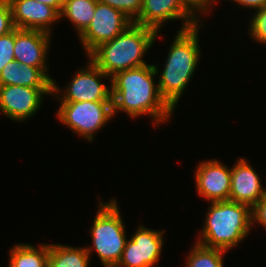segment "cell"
<instances>
[{
    "label": "cell",
    "instance_id": "1",
    "mask_svg": "<svg viewBox=\"0 0 266 267\" xmlns=\"http://www.w3.org/2000/svg\"><path fill=\"white\" fill-rule=\"evenodd\" d=\"M154 64L128 69L111 77L113 115L125 112L134 118L150 115L153 125L166 123L175 113L162 98L158 84L159 73Z\"/></svg>",
    "mask_w": 266,
    "mask_h": 267
},
{
    "label": "cell",
    "instance_id": "2",
    "mask_svg": "<svg viewBox=\"0 0 266 267\" xmlns=\"http://www.w3.org/2000/svg\"><path fill=\"white\" fill-rule=\"evenodd\" d=\"M159 33L132 23L113 40L93 49L87 57L110 78L116 73L147 65L143 59Z\"/></svg>",
    "mask_w": 266,
    "mask_h": 267
},
{
    "label": "cell",
    "instance_id": "3",
    "mask_svg": "<svg viewBox=\"0 0 266 267\" xmlns=\"http://www.w3.org/2000/svg\"><path fill=\"white\" fill-rule=\"evenodd\" d=\"M199 25L177 31L158 81L162 98L175 111L200 61Z\"/></svg>",
    "mask_w": 266,
    "mask_h": 267
},
{
    "label": "cell",
    "instance_id": "4",
    "mask_svg": "<svg viewBox=\"0 0 266 267\" xmlns=\"http://www.w3.org/2000/svg\"><path fill=\"white\" fill-rule=\"evenodd\" d=\"M252 208L231 200L212 202L208 208L204 227L197 243L209 247L231 250L238 246L252 230Z\"/></svg>",
    "mask_w": 266,
    "mask_h": 267
},
{
    "label": "cell",
    "instance_id": "5",
    "mask_svg": "<svg viewBox=\"0 0 266 267\" xmlns=\"http://www.w3.org/2000/svg\"><path fill=\"white\" fill-rule=\"evenodd\" d=\"M118 202H100L99 209L90 228L93 247H85L89 256L95 249L104 267H115L127 242L124 222L121 218Z\"/></svg>",
    "mask_w": 266,
    "mask_h": 267
},
{
    "label": "cell",
    "instance_id": "6",
    "mask_svg": "<svg viewBox=\"0 0 266 267\" xmlns=\"http://www.w3.org/2000/svg\"><path fill=\"white\" fill-rule=\"evenodd\" d=\"M57 118L78 136L93 141L113 118L112 102H59Z\"/></svg>",
    "mask_w": 266,
    "mask_h": 267
},
{
    "label": "cell",
    "instance_id": "7",
    "mask_svg": "<svg viewBox=\"0 0 266 267\" xmlns=\"http://www.w3.org/2000/svg\"><path fill=\"white\" fill-rule=\"evenodd\" d=\"M111 78L99 69L91 60L87 66L78 69L74 77L66 85V90L63 91L53 80V95H58L55 99L59 102H112V87L111 83L108 87L101 79ZM57 93V94H56Z\"/></svg>",
    "mask_w": 266,
    "mask_h": 267
},
{
    "label": "cell",
    "instance_id": "8",
    "mask_svg": "<svg viewBox=\"0 0 266 267\" xmlns=\"http://www.w3.org/2000/svg\"><path fill=\"white\" fill-rule=\"evenodd\" d=\"M164 230L138 226L127 239L121 258L115 267H154L158 265L164 244Z\"/></svg>",
    "mask_w": 266,
    "mask_h": 267
},
{
    "label": "cell",
    "instance_id": "9",
    "mask_svg": "<svg viewBox=\"0 0 266 267\" xmlns=\"http://www.w3.org/2000/svg\"><path fill=\"white\" fill-rule=\"evenodd\" d=\"M132 23L133 21L120 10L97 2L90 25L79 36L86 55L98 45L113 40Z\"/></svg>",
    "mask_w": 266,
    "mask_h": 267
},
{
    "label": "cell",
    "instance_id": "10",
    "mask_svg": "<svg viewBox=\"0 0 266 267\" xmlns=\"http://www.w3.org/2000/svg\"><path fill=\"white\" fill-rule=\"evenodd\" d=\"M179 19L183 20V23L178 31L193 28L201 22L181 0H143L141 12L133 23L159 33L165 22Z\"/></svg>",
    "mask_w": 266,
    "mask_h": 267
},
{
    "label": "cell",
    "instance_id": "11",
    "mask_svg": "<svg viewBox=\"0 0 266 267\" xmlns=\"http://www.w3.org/2000/svg\"><path fill=\"white\" fill-rule=\"evenodd\" d=\"M49 94L53 89L0 86V112L13 121L24 122L40 110L43 98Z\"/></svg>",
    "mask_w": 266,
    "mask_h": 267
},
{
    "label": "cell",
    "instance_id": "12",
    "mask_svg": "<svg viewBox=\"0 0 266 267\" xmlns=\"http://www.w3.org/2000/svg\"><path fill=\"white\" fill-rule=\"evenodd\" d=\"M219 160L200 162L195 170L196 192L209 202L229 200L231 168Z\"/></svg>",
    "mask_w": 266,
    "mask_h": 267
},
{
    "label": "cell",
    "instance_id": "13",
    "mask_svg": "<svg viewBox=\"0 0 266 267\" xmlns=\"http://www.w3.org/2000/svg\"><path fill=\"white\" fill-rule=\"evenodd\" d=\"M51 38V34L44 31L15 28V61L39 67L48 72L49 64L46 63V60L49 55Z\"/></svg>",
    "mask_w": 266,
    "mask_h": 267
},
{
    "label": "cell",
    "instance_id": "14",
    "mask_svg": "<svg viewBox=\"0 0 266 267\" xmlns=\"http://www.w3.org/2000/svg\"><path fill=\"white\" fill-rule=\"evenodd\" d=\"M8 2L15 28L40 30L52 34L51 25L60 20V14L44 3L35 0H8Z\"/></svg>",
    "mask_w": 266,
    "mask_h": 267
},
{
    "label": "cell",
    "instance_id": "15",
    "mask_svg": "<svg viewBox=\"0 0 266 267\" xmlns=\"http://www.w3.org/2000/svg\"><path fill=\"white\" fill-rule=\"evenodd\" d=\"M266 194V186L260 176L244 158L231 167V191L229 200L249 205L251 208Z\"/></svg>",
    "mask_w": 266,
    "mask_h": 267
},
{
    "label": "cell",
    "instance_id": "16",
    "mask_svg": "<svg viewBox=\"0 0 266 267\" xmlns=\"http://www.w3.org/2000/svg\"><path fill=\"white\" fill-rule=\"evenodd\" d=\"M53 80L43 69L18 63L15 60L7 63L0 74V86L53 89Z\"/></svg>",
    "mask_w": 266,
    "mask_h": 267
},
{
    "label": "cell",
    "instance_id": "17",
    "mask_svg": "<svg viewBox=\"0 0 266 267\" xmlns=\"http://www.w3.org/2000/svg\"><path fill=\"white\" fill-rule=\"evenodd\" d=\"M9 267H47L49 244L34 245L19 243L9 251Z\"/></svg>",
    "mask_w": 266,
    "mask_h": 267
},
{
    "label": "cell",
    "instance_id": "18",
    "mask_svg": "<svg viewBox=\"0 0 266 267\" xmlns=\"http://www.w3.org/2000/svg\"><path fill=\"white\" fill-rule=\"evenodd\" d=\"M89 260L85 247L49 244L47 267H89Z\"/></svg>",
    "mask_w": 266,
    "mask_h": 267
},
{
    "label": "cell",
    "instance_id": "19",
    "mask_svg": "<svg viewBox=\"0 0 266 267\" xmlns=\"http://www.w3.org/2000/svg\"><path fill=\"white\" fill-rule=\"evenodd\" d=\"M97 2V0H64L60 19L65 17L70 20L80 36L90 25Z\"/></svg>",
    "mask_w": 266,
    "mask_h": 267
},
{
    "label": "cell",
    "instance_id": "20",
    "mask_svg": "<svg viewBox=\"0 0 266 267\" xmlns=\"http://www.w3.org/2000/svg\"><path fill=\"white\" fill-rule=\"evenodd\" d=\"M192 247L185 267H224L223 256L227 251L205 247L197 242Z\"/></svg>",
    "mask_w": 266,
    "mask_h": 267
},
{
    "label": "cell",
    "instance_id": "21",
    "mask_svg": "<svg viewBox=\"0 0 266 267\" xmlns=\"http://www.w3.org/2000/svg\"><path fill=\"white\" fill-rule=\"evenodd\" d=\"M250 36L258 43L266 45V6L257 10L249 21Z\"/></svg>",
    "mask_w": 266,
    "mask_h": 267
},
{
    "label": "cell",
    "instance_id": "22",
    "mask_svg": "<svg viewBox=\"0 0 266 267\" xmlns=\"http://www.w3.org/2000/svg\"><path fill=\"white\" fill-rule=\"evenodd\" d=\"M103 4H107L114 9L120 10L128 18L134 21L140 14L143 0H97Z\"/></svg>",
    "mask_w": 266,
    "mask_h": 267
},
{
    "label": "cell",
    "instance_id": "23",
    "mask_svg": "<svg viewBox=\"0 0 266 267\" xmlns=\"http://www.w3.org/2000/svg\"><path fill=\"white\" fill-rule=\"evenodd\" d=\"M15 28L0 37V74L5 65L14 61Z\"/></svg>",
    "mask_w": 266,
    "mask_h": 267
},
{
    "label": "cell",
    "instance_id": "24",
    "mask_svg": "<svg viewBox=\"0 0 266 267\" xmlns=\"http://www.w3.org/2000/svg\"><path fill=\"white\" fill-rule=\"evenodd\" d=\"M14 28L10 4L8 0H0V37Z\"/></svg>",
    "mask_w": 266,
    "mask_h": 267
},
{
    "label": "cell",
    "instance_id": "25",
    "mask_svg": "<svg viewBox=\"0 0 266 267\" xmlns=\"http://www.w3.org/2000/svg\"><path fill=\"white\" fill-rule=\"evenodd\" d=\"M181 1L194 15L197 16L198 14L201 13L202 14L204 13L205 15L209 13L210 15V12H213L212 9H210L212 7L211 5H213L216 0H181Z\"/></svg>",
    "mask_w": 266,
    "mask_h": 267
},
{
    "label": "cell",
    "instance_id": "26",
    "mask_svg": "<svg viewBox=\"0 0 266 267\" xmlns=\"http://www.w3.org/2000/svg\"><path fill=\"white\" fill-rule=\"evenodd\" d=\"M252 227L261 224L266 230V194L252 207Z\"/></svg>",
    "mask_w": 266,
    "mask_h": 267
},
{
    "label": "cell",
    "instance_id": "27",
    "mask_svg": "<svg viewBox=\"0 0 266 267\" xmlns=\"http://www.w3.org/2000/svg\"><path fill=\"white\" fill-rule=\"evenodd\" d=\"M245 8H253L255 11L266 6V0H231Z\"/></svg>",
    "mask_w": 266,
    "mask_h": 267
},
{
    "label": "cell",
    "instance_id": "28",
    "mask_svg": "<svg viewBox=\"0 0 266 267\" xmlns=\"http://www.w3.org/2000/svg\"><path fill=\"white\" fill-rule=\"evenodd\" d=\"M41 3H44L45 5H48L50 7H53L59 14L63 7L64 0H35Z\"/></svg>",
    "mask_w": 266,
    "mask_h": 267
}]
</instances>
